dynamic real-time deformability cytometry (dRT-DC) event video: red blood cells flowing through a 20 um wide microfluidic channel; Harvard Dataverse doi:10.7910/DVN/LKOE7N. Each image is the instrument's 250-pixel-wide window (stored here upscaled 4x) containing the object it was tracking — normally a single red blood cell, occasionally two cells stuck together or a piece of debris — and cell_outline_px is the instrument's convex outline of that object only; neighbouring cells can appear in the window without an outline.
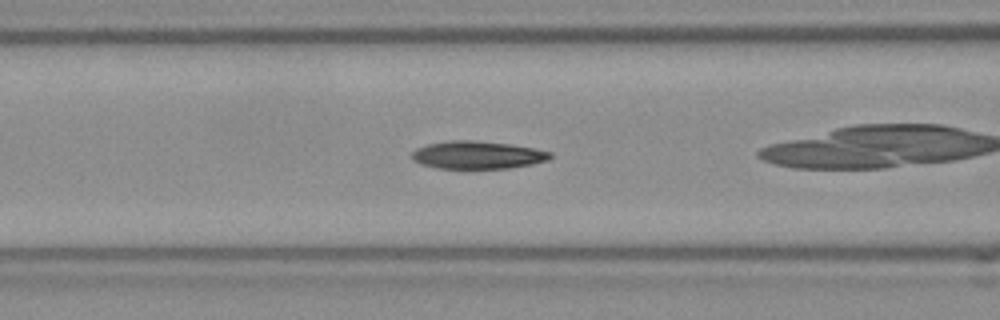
{"species": "Egyptian fruit bat (a non-hibernating species)", "species_latin": "Rousettus aegyptiacus", "temperature_condition": "room temperature", "stored_images_in_passage": 39, "camera_frame_rate_fps": 3000, "um_per_image_px": 0.085, "frame": {"image": 1, "passage_image": 6, "time_ms": 1.667, "image_size_px": [1000, 320], "cell_outline_px": [[552, 156], [548, 160], [532, 164], [508, 168], [436, 168], [420, 164], [412, 160], [412, 152], [416, 148], [428, 144], [452, 140], [472, 140], [512, 144], [552, 152]], "centroid_in_image_um": [40.57, 13.17], "position_along_channel_um": 126.0, "area_um2": 22.37}, "authors_computed_cell_mechanics": {"area_um2": 22.3108, "velocity_mm_per_s": 3.8338, "shape_relaxation_time_tau1_ms": 9.0496, "shape_relaxation_time_tau2_ms": 9.0219, "deformation_change_tau1": 0.2223, "deformation_change_tau2": 0.1669}}